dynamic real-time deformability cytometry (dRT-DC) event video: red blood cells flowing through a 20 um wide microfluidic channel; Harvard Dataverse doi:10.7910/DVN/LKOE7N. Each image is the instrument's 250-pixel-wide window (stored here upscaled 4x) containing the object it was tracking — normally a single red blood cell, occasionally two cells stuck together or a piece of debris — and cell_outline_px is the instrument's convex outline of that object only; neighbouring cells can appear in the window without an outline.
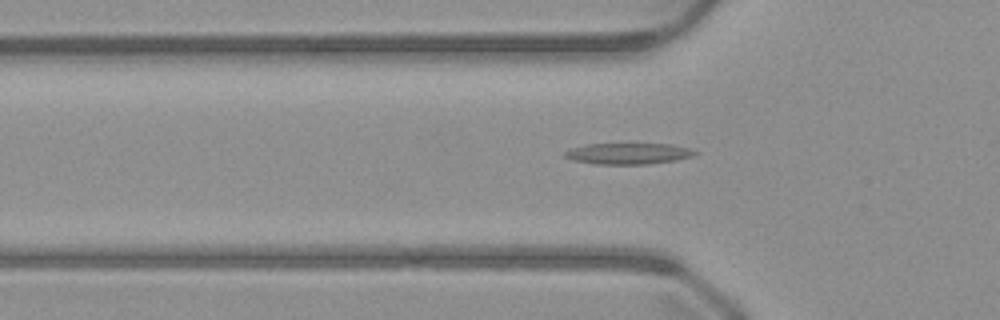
{"species": "common noctule bat (a hibernating species)", "species_latin": "Nyctalus noctula", "temperature_condition": "warm", "stored_images_in_passage": 12, "camera_frame_rate_fps": 3000, "um_per_image_px": 0.085, "animal": {"sex": "male", "body_mass_g": 23.1, "forearm_length_mm": 52.7}, "frame": {"image": 1, "passage_image": 11, "time_ms": 3.333, "image_size_px": [1000, 320], "cell_outline_px": [[700, 152], [692, 156], [676, 160], [644, 164], [596, 164], [572, 160], [564, 156], [564, 152], [568, 148], [584, 144], [672, 144], [688, 148]], "centroid_in_image_um": [53.36, 13.05], "position_along_channel_um": 72.4, "area_um2": 16.07}}